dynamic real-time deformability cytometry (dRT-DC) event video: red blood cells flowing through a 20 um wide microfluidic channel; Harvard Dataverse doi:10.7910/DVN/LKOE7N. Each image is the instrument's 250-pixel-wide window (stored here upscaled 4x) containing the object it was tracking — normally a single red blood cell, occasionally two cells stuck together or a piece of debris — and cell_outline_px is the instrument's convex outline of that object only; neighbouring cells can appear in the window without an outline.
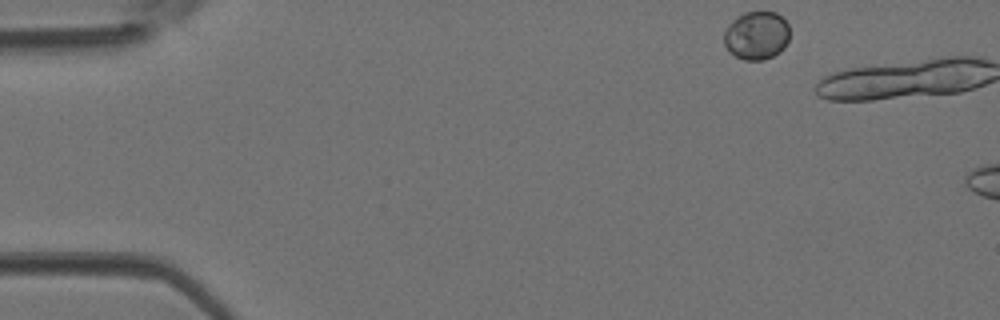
{"species": "Egyptian fruit bat (a non-hibernating species)", "species_latin": "Rousettus aegyptiacus", "temperature_condition": "room temperature", "stored_images_in_passage": 2, "camera_frame_rate_fps": 3000, "um_per_image_px": 0.085, "animal": {"sex": "female"}, "frame": {"image": 1, "passage_image": 1, "time_ms": 0.0, "image_size_px": [1000, 320], "cell_outline_px": [[788, 40], [784, 48], [780, 52], [764, 60], [744, 60], [728, 52], [724, 44], [724, 32], [728, 24], [736, 16], [744, 12], [776, 12], [788, 24]], "centroid_in_image_um": [64.28, 3.02], "position_along_channel_um": 20.7, "area_um2": 18.61}}